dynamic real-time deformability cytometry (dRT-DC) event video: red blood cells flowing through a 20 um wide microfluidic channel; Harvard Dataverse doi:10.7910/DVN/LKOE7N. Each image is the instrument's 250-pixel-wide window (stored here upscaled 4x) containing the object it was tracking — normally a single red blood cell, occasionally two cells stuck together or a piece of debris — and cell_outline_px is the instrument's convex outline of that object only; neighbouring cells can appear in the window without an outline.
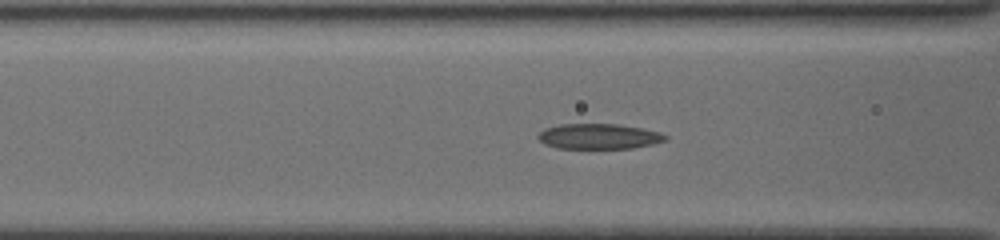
{"species": "common noctule bat (a hibernating species)", "species_latin": "Nyctalus noctula", "temperature_condition": "cold", "stored_images_in_passage": 29, "camera_frame_rate_fps": 3000, "um_per_image_px": 0.085, "animal": {"sex": "female", "body_mass_g": 19.5, "forearm_length_mm": 54.1}, "frame": {"image": 1, "passage_image": 17, "time_ms": 3.0, "image_size_px": [1000, 240], "cell_outline_px": [[668, 140], [652, 144], [632, 148], [556, 148], [544, 144], [536, 136], [544, 128], [560, 124], [616, 124], [644, 128], [660, 132], [668, 136]], "centroid_in_image_um": [50.91, 11.59], "position_along_channel_um": 115.7, "area_um2": 18.9}}